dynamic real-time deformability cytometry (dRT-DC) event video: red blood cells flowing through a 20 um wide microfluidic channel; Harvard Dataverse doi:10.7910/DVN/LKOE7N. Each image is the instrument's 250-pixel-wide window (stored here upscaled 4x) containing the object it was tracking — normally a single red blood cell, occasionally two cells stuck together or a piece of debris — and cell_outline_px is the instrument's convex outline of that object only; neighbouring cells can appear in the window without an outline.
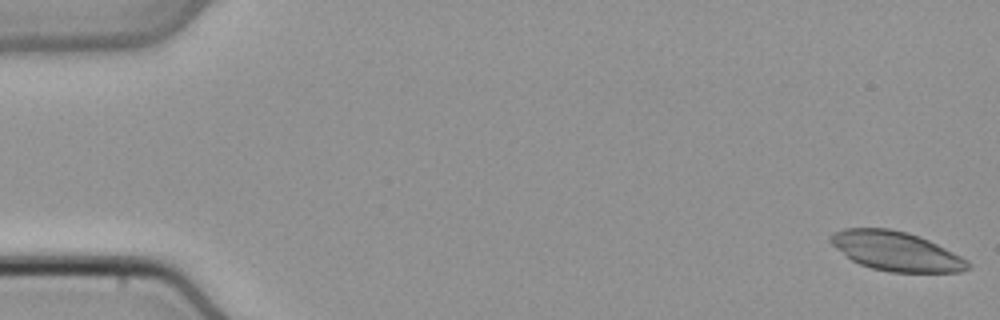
{"species": "common noctule bat (a hibernating species)", "species_latin": "Nyctalus noctula", "temperature_condition": "cold", "stored_images_in_passage": 49, "camera_frame_rate_fps": 3000, "um_per_image_px": 0.085, "animal": {"sex": "male", "body_mass_g": 21.5, "forearm_length_mm": 52.0}, "frame": {"image": 1, "passage_image": 1, "time_ms": 0.0, "image_size_px": [1000, 320], "cell_outline_px": [[972, 268], [960, 272], [888, 272], [872, 268], [860, 264], [852, 260], [832, 244], [828, 240], [828, 236], [844, 228], [888, 228], [908, 232], [920, 236], [968, 260], [972, 264]], "centroid_in_image_um": [76.19, 21.35], "position_along_channel_um": 8.8, "area_um2": 31.33}}
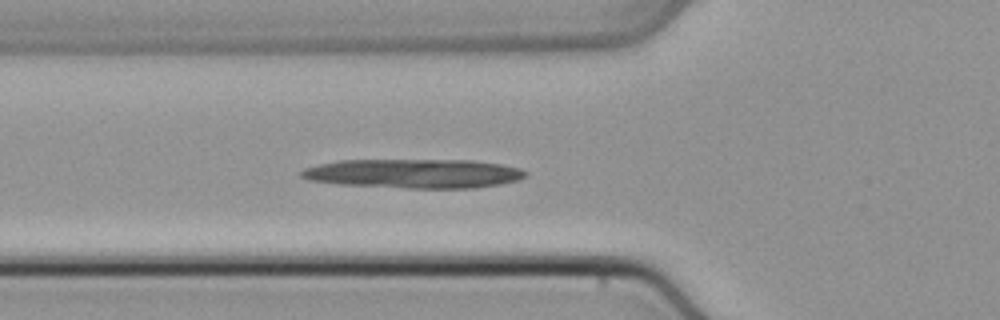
{"frame": {"image": 2, "passage_image": 18, "time_ms": 5.667, "image_size_px": [1000, 320], "cell_outline_px": [[528, 172], [524, 176], [516, 180], [500, 184], [472, 188], [408, 188], [340, 184], [308, 180], [300, 176], [300, 172], [304, 168], [320, 164], [340, 160], [472, 160], [500, 164], [520, 168]], "centroid_in_image_um": [35.16, 14.75], "position_along_channel_um": 90.6, "area_um2": 37.97}}
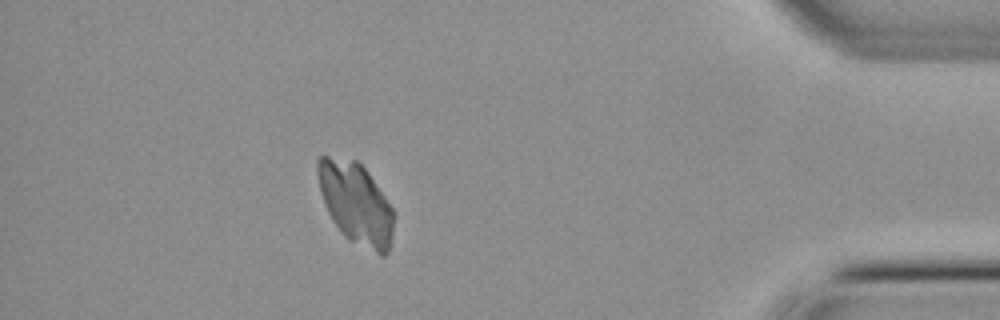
{"frame": {"image": 3, "passage_image": 44, "time_ms": 14.333, "image_size_px": [1000, 320], "cell_outline_px": [[396, 216], [388, 252], [384, 256], [380, 256], [348, 240], [340, 232], [332, 220], [324, 204], [320, 192], [316, 172], [316, 160], [320, 156], [328, 156], [356, 160], [368, 172], [396, 212]], "centroid_in_image_um": [30.25, 17.3], "position_along_channel_um": 404.9, "area_um2": 36.76}}